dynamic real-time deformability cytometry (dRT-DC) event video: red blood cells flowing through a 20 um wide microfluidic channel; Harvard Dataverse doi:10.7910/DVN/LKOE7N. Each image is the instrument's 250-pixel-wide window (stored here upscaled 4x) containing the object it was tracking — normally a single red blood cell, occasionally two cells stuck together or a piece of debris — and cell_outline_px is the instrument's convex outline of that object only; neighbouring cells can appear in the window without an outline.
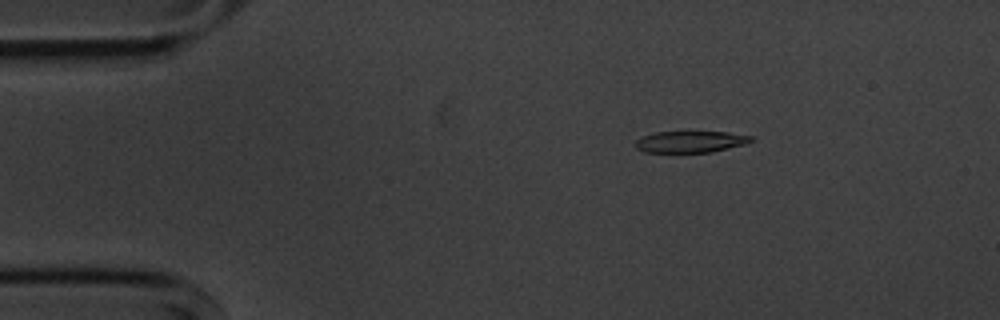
{"species": "common noctule bat (a hibernating species)", "species_latin": "Nyctalus noctula", "temperature_condition": "cold", "stored_images_in_passage": 4, "camera_frame_rate_fps": 3000, "um_per_image_px": 0.085, "animal": {"sex": "male", "body_mass_g": 20.1, "forearm_length_mm": 53.5}, "frame": {"image": 1, "passage_image": 2, "time_ms": 1.333, "image_size_px": [1000, 320], "cell_outline_px": [[752, 140], [744, 144], [712, 152], [644, 152], [636, 148], [636, 140], [644, 136], [656, 132], [728, 132], [752, 136]], "centroid_in_image_um": [58.68, 12.05], "position_along_channel_um": 26.3, "area_um2": 14.28}}